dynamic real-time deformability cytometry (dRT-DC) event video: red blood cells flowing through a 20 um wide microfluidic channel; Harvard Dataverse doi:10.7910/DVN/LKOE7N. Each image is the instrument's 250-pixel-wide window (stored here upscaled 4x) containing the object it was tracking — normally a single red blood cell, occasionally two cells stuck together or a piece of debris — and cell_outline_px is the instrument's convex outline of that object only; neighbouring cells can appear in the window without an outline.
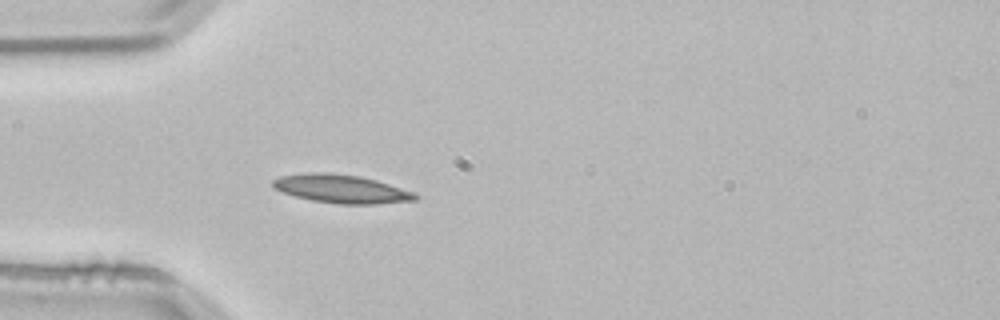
{"species": "common noctule bat (a hibernating species)", "species_latin": "Nyctalus noctula", "temperature_condition": "room temperature", "stored_images_in_passage": 2, "camera_frame_rate_fps": 3000, "um_per_image_px": 0.085, "animal": {"sex": "male", "body_mass_g": 21.5, "forearm_length_mm": 52.0}, "frame": {"image": 1, "passage_image": 2, "time_ms": 0.333, "image_size_px": [1000, 320], "cell_outline_px": [[420, 196], [416, 200], [376, 204], [340, 204], [312, 200], [296, 196], [284, 192], [276, 188], [272, 184], [272, 180], [280, 176], [312, 172], [324, 172], [360, 176], [376, 180], [416, 192]], "centroid_in_image_um": [29.08, 16.05], "position_along_channel_um": 55.9, "area_um2": 23.47}}